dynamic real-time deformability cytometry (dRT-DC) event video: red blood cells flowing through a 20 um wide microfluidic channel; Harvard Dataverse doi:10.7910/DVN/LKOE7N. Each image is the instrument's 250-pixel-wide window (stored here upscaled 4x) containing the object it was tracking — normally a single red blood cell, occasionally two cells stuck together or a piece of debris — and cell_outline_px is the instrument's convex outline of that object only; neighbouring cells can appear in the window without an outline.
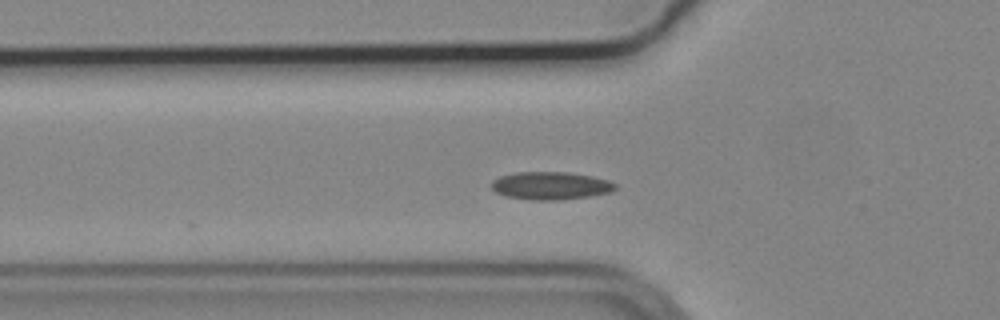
{"species": "common noctule bat (a hibernating species)", "species_latin": "Nyctalus noctula", "temperature_condition": "cold", "stored_images_in_passage": 9, "camera_frame_rate_fps": 3000, "um_per_image_px": 0.085, "animal": {"sex": "male", "body_mass_g": 19.2, "forearm_length_mm": 51.8}, "frame": {"image": 1, "passage_image": 4, "time_ms": 1.0, "image_size_px": [1000, 320], "cell_outline_px": [[616, 188], [612, 192], [588, 196], [560, 200], [532, 200], [504, 196], [496, 192], [492, 188], [492, 180], [500, 176], [516, 172], [568, 172], [592, 176], [608, 180], [616, 184]], "centroid_in_image_um": [46.8, 15.78], "position_along_channel_um": 79.0, "area_um2": 20.11}}